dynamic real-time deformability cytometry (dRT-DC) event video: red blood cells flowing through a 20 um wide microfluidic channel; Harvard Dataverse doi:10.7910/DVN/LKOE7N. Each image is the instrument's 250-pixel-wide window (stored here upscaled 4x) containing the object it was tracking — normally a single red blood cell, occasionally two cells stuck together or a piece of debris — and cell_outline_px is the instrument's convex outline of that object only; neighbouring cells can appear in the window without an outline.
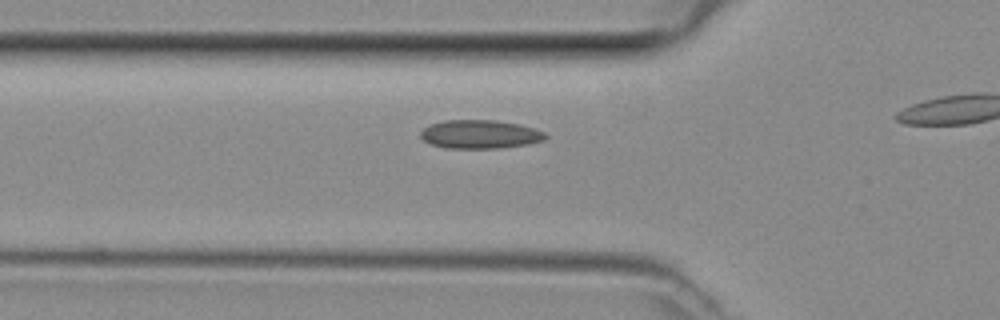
{"species": "common noctule bat (a hibernating species)", "species_latin": "Nyctalus noctula", "temperature_condition": "room temperature", "stored_images_in_passage": 20, "camera_frame_rate_fps": 3000, "um_per_image_px": 0.085, "animal": {"sex": "female", "body_mass_g": 29.2, "forearm_length_mm": 56.3}, "frame": {"image": 1, "passage_image": 7, "time_ms": 2.0, "image_size_px": [1000, 320], "cell_outline_px": [[548, 136], [544, 140], [528, 144], [496, 148], [444, 148], [432, 144], [424, 140], [420, 136], [420, 132], [424, 128], [432, 124], [444, 120], [496, 120], [520, 124], [544, 132]], "centroid_in_image_um": [40.8, 11.41], "position_along_channel_um": 85.0, "area_um2": 20.69}}
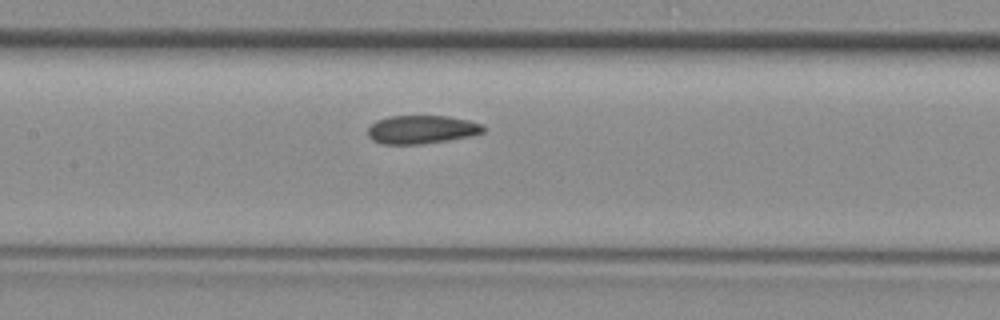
{"frame": {"image": 2, "passage_image": 13, "time_ms": 4.0, "image_size_px": [1000, 320], "cell_outline_px": [[484, 132], [468, 136], [448, 140], [416, 144], [380, 144], [372, 140], [368, 136], [368, 128], [376, 120], [388, 116], [448, 116], [468, 120], [484, 124]], "centroid_in_image_um": [35.81, 11.0], "position_along_channel_um": 171.6, "area_um2": 19.07}}
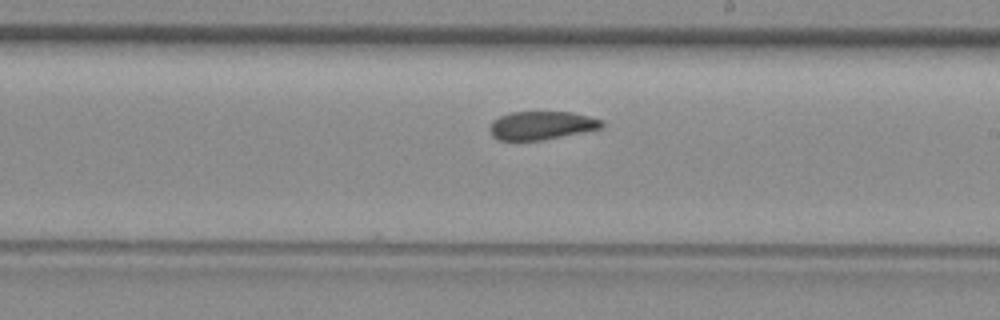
{"frame": {"image": 3, "passage_image": 18, "time_ms": 5.667, "image_size_px": [1000, 320], "cell_outline_px": [[604, 128], [544, 140], [500, 140], [492, 136], [488, 128], [492, 120], [500, 116], [512, 112], [572, 112], [604, 120]], "centroid_in_image_um": [46.05, 10.66], "position_along_channel_um": 243.0, "area_um2": 18.73}}